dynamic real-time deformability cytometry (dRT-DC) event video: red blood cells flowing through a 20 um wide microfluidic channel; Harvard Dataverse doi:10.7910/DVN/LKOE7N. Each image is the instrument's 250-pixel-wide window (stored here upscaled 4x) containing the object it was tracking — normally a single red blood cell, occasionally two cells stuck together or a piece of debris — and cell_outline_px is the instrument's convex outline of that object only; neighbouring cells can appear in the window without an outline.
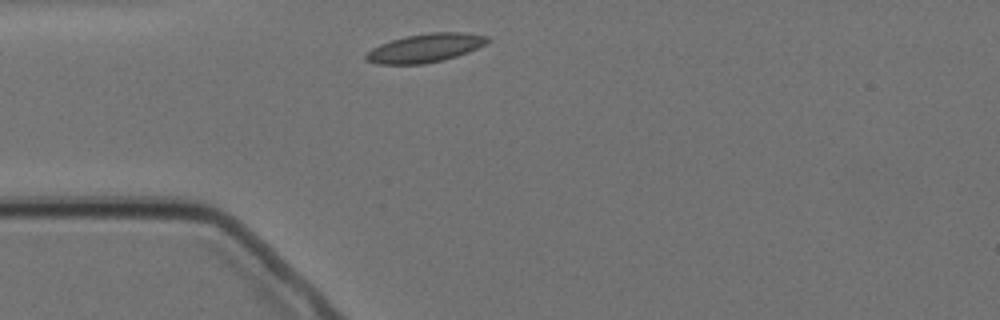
{"species": "Egyptian fruit bat (a non-hibernating species)", "species_latin": "Rousettus aegyptiacus", "temperature_condition": "cold", "stored_images_in_passage": 1, "camera_frame_rate_fps": 3000, "um_per_image_px": 0.085, "animal": {"sex": "female"}, "frame": {"image": 1, "passage_image": 1, "time_ms": 0.0, "image_size_px": [1000, 320], "cell_outline_px": [[488, 40], [484, 44], [476, 48], [456, 56], [424, 64], [380, 64], [368, 60], [364, 56], [372, 48], [380, 44], [404, 36], [428, 32], [464, 32], [488, 36]], "centroid_in_image_um": [36.13, 4.06], "position_along_channel_um": 48.9, "area_um2": 19.94}}